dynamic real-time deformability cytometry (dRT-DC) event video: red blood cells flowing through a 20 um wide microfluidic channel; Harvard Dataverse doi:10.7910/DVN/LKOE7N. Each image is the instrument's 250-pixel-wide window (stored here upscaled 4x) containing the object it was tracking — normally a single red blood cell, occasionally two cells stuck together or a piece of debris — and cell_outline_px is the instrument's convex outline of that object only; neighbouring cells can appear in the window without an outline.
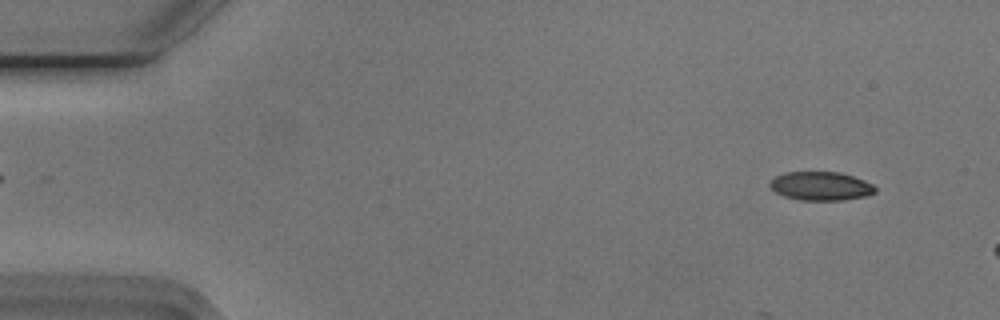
{"species": "Egyptian fruit bat (a non-hibernating species)", "species_latin": "Rousettus aegyptiacus", "temperature_condition": "cold", "stored_images_in_passage": 8, "camera_frame_rate_fps": 3000, "um_per_image_px": 0.085, "animal": {"sex": "male"}, "frame": {"image": 1, "passage_image": 4, "time_ms": 1.0, "image_size_px": [1000, 320], "cell_outline_px": [[876, 192], [864, 196], [840, 200], [800, 200], [784, 196], [776, 192], [768, 184], [776, 176], [784, 172], [840, 172], [864, 180], [872, 184], [876, 188]], "centroid_in_image_um": [69.76, 15.81], "position_along_channel_um": 15.2, "area_um2": 17.46}}